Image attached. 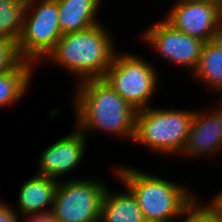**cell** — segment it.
<instances>
[{"mask_svg": "<svg viewBox=\"0 0 222 222\" xmlns=\"http://www.w3.org/2000/svg\"><path fill=\"white\" fill-rule=\"evenodd\" d=\"M76 88V126L84 135L96 129L133 141L137 110L104 79L85 80Z\"/></svg>", "mask_w": 222, "mask_h": 222, "instance_id": "6da1fadb", "label": "cell"}, {"mask_svg": "<svg viewBox=\"0 0 222 222\" xmlns=\"http://www.w3.org/2000/svg\"><path fill=\"white\" fill-rule=\"evenodd\" d=\"M110 35L101 23L62 35L46 59L69 70L79 82L103 79L118 52Z\"/></svg>", "mask_w": 222, "mask_h": 222, "instance_id": "7a4b0ae2", "label": "cell"}, {"mask_svg": "<svg viewBox=\"0 0 222 222\" xmlns=\"http://www.w3.org/2000/svg\"><path fill=\"white\" fill-rule=\"evenodd\" d=\"M115 171L136 197L147 222H174L196 198L186 187L139 169L120 166Z\"/></svg>", "mask_w": 222, "mask_h": 222, "instance_id": "3957f363", "label": "cell"}, {"mask_svg": "<svg viewBox=\"0 0 222 222\" xmlns=\"http://www.w3.org/2000/svg\"><path fill=\"white\" fill-rule=\"evenodd\" d=\"M195 111L148 107L136 113L133 141L151 152L181 154L185 148ZM168 153V154H167Z\"/></svg>", "mask_w": 222, "mask_h": 222, "instance_id": "277c9868", "label": "cell"}, {"mask_svg": "<svg viewBox=\"0 0 222 222\" xmlns=\"http://www.w3.org/2000/svg\"><path fill=\"white\" fill-rule=\"evenodd\" d=\"M151 65L134 53H116L103 79L137 111L147 109L160 82Z\"/></svg>", "mask_w": 222, "mask_h": 222, "instance_id": "5b68a950", "label": "cell"}, {"mask_svg": "<svg viewBox=\"0 0 222 222\" xmlns=\"http://www.w3.org/2000/svg\"><path fill=\"white\" fill-rule=\"evenodd\" d=\"M62 35L56 0H34L26 3L18 43L23 57L28 62L35 66L39 60L46 58Z\"/></svg>", "mask_w": 222, "mask_h": 222, "instance_id": "8992f818", "label": "cell"}, {"mask_svg": "<svg viewBox=\"0 0 222 222\" xmlns=\"http://www.w3.org/2000/svg\"><path fill=\"white\" fill-rule=\"evenodd\" d=\"M95 180L59 181L51 210L57 222H100L102 200L108 186Z\"/></svg>", "mask_w": 222, "mask_h": 222, "instance_id": "52a82bcc", "label": "cell"}, {"mask_svg": "<svg viewBox=\"0 0 222 222\" xmlns=\"http://www.w3.org/2000/svg\"><path fill=\"white\" fill-rule=\"evenodd\" d=\"M145 43L160 56L180 66H187L193 73L199 63L204 41L175 29L165 19L155 22L143 33Z\"/></svg>", "mask_w": 222, "mask_h": 222, "instance_id": "ba28073f", "label": "cell"}, {"mask_svg": "<svg viewBox=\"0 0 222 222\" xmlns=\"http://www.w3.org/2000/svg\"><path fill=\"white\" fill-rule=\"evenodd\" d=\"M165 20L187 35L210 42L221 20V7L203 0H178Z\"/></svg>", "mask_w": 222, "mask_h": 222, "instance_id": "9c48e42d", "label": "cell"}, {"mask_svg": "<svg viewBox=\"0 0 222 222\" xmlns=\"http://www.w3.org/2000/svg\"><path fill=\"white\" fill-rule=\"evenodd\" d=\"M87 137L81 130L61 138L45 149L38 162L37 175L60 181L65 173L74 170L80 164L86 151Z\"/></svg>", "mask_w": 222, "mask_h": 222, "instance_id": "30bf717a", "label": "cell"}, {"mask_svg": "<svg viewBox=\"0 0 222 222\" xmlns=\"http://www.w3.org/2000/svg\"><path fill=\"white\" fill-rule=\"evenodd\" d=\"M218 104L219 108L208 114L195 110L182 155L210 157L222 150V99Z\"/></svg>", "mask_w": 222, "mask_h": 222, "instance_id": "8fae6325", "label": "cell"}, {"mask_svg": "<svg viewBox=\"0 0 222 222\" xmlns=\"http://www.w3.org/2000/svg\"><path fill=\"white\" fill-rule=\"evenodd\" d=\"M58 183L55 179L37 174L24 181L18 195L19 213L24 217L50 212ZM48 205L50 208L44 210Z\"/></svg>", "mask_w": 222, "mask_h": 222, "instance_id": "7c38bea8", "label": "cell"}, {"mask_svg": "<svg viewBox=\"0 0 222 222\" xmlns=\"http://www.w3.org/2000/svg\"><path fill=\"white\" fill-rule=\"evenodd\" d=\"M59 25L63 35L86 30L98 23L96 16L101 0H56Z\"/></svg>", "mask_w": 222, "mask_h": 222, "instance_id": "4fadbf2b", "label": "cell"}, {"mask_svg": "<svg viewBox=\"0 0 222 222\" xmlns=\"http://www.w3.org/2000/svg\"><path fill=\"white\" fill-rule=\"evenodd\" d=\"M113 194L108 188L101 205L100 222H147L136 197L126 188Z\"/></svg>", "mask_w": 222, "mask_h": 222, "instance_id": "5bb4252c", "label": "cell"}, {"mask_svg": "<svg viewBox=\"0 0 222 222\" xmlns=\"http://www.w3.org/2000/svg\"><path fill=\"white\" fill-rule=\"evenodd\" d=\"M192 74L222 94V50L211 41L205 42L198 66Z\"/></svg>", "mask_w": 222, "mask_h": 222, "instance_id": "9a60e30c", "label": "cell"}, {"mask_svg": "<svg viewBox=\"0 0 222 222\" xmlns=\"http://www.w3.org/2000/svg\"><path fill=\"white\" fill-rule=\"evenodd\" d=\"M34 64L25 68H16L0 74V107L18 102L26 93L31 82Z\"/></svg>", "mask_w": 222, "mask_h": 222, "instance_id": "2e32d148", "label": "cell"}, {"mask_svg": "<svg viewBox=\"0 0 222 222\" xmlns=\"http://www.w3.org/2000/svg\"><path fill=\"white\" fill-rule=\"evenodd\" d=\"M26 3L24 0H0V39L19 40Z\"/></svg>", "mask_w": 222, "mask_h": 222, "instance_id": "e0dca14e", "label": "cell"}, {"mask_svg": "<svg viewBox=\"0 0 222 222\" xmlns=\"http://www.w3.org/2000/svg\"><path fill=\"white\" fill-rule=\"evenodd\" d=\"M29 63L23 57L18 41L0 39V74L16 68H25Z\"/></svg>", "mask_w": 222, "mask_h": 222, "instance_id": "ac0fdd59", "label": "cell"}, {"mask_svg": "<svg viewBox=\"0 0 222 222\" xmlns=\"http://www.w3.org/2000/svg\"><path fill=\"white\" fill-rule=\"evenodd\" d=\"M200 203L197 198L182 212L181 216H185L181 222H217L210 209ZM176 222V220L174 221Z\"/></svg>", "mask_w": 222, "mask_h": 222, "instance_id": "d6986e66", "label": "cell"}, {"mask_svg": "<svg viewBox=\"0 0 222 222\" xmlns=\"http://www.w3.org/2000/svg\"><path fill=\"white\" fill-rule=\"evenodd\" d=\"M15 211L11 205L0 201V222H18L19 217L17 215L21 214Z\"/></svg>", "mask_w": 222, "mask_h": 222, "instance_id": "ffe728a7", "label": "cell"}, {"mask_svg": "<svg viewBox=\"0 0 222 222\" xmlns=\"http://www.w3.org/2000/svg\"><path fill=\"white\" fill-rule=\"evenodd\" d=\"M206 206L210 209L213 218L217 222H222V190L213 200L210 201V204H206Z\"/></svg>", "mask_w": 222, "mask_h": 222, "instance_id": "44dd1931", "label": "cell"}, {"mask_svg": "<svg viewBox=\"0 0 222 222\" xmlns=\"http://www.w3.org/2000/svg\"><path fill=\"white\" fill-rule=\"evenodd\" d=\"M29 217L27 222H57L51 211L35 214Z\"/></svg>", "mask_w": 222, "mask_h": 222, "instance_id": "7402d4cb", "label": "cell"}, {"mask_svg": "<svg viewBox=\"0 0 222 222\" xmlns=\"http://www.w3.org/2000/svg\"><path fill=\"white\" fill-rule=\"evenodd\" d=\"M211 42L222 50V20L219 21Z\"/></svg>", "mask_w": 222, "mask_h": 222, "instance_id": "603a6c76", "label": "cell"}, {"mask_svg": "<svg viewBox=\"0 0 222 222\" xmlns=\"http://www.w3.org/2000/svg\"><path fill=\"white\" fill-rule=\"evenodd\" d=\"M203 1H208L217 4L219 7H222V0H203Z\"/></svg>", "mask_w": 222, "mask_h": 222, "instance_id": "cb8c5ba5", "label": "cell"}]
</instances>
